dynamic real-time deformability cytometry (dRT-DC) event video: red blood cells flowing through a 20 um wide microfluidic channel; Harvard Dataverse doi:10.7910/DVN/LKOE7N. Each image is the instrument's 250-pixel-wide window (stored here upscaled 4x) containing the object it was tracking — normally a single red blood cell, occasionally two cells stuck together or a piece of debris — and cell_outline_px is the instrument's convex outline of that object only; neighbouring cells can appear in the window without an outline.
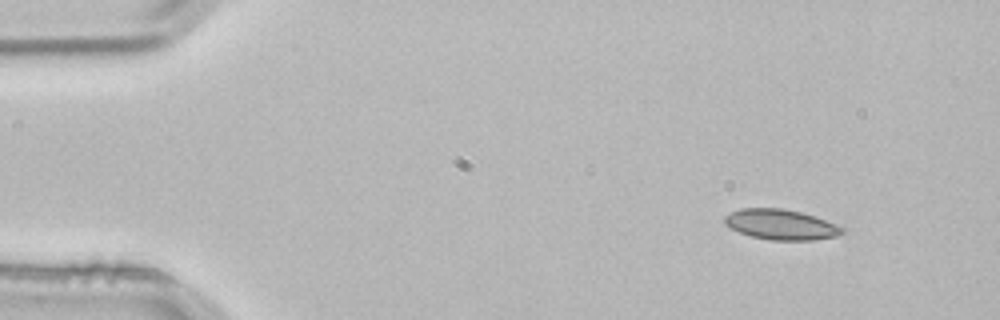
{"species": "common noctule bat (a hibernating species)", "species_latin": "Nyctalus noctula", "temperature_condition": "room temperature", "stored_images_in_passage": 3, "camera_frame_rate_fps": 3000, "um_per_image_px": 0.085, "animal": {"sex": "male", "body_mass_g": 21.5, "forearm_length_mm": 52.0}, "frame": {"image": 1, "passage_image": 1, "time_ms": 0.0, "image_size_px": [1000, 320], "cell_outline_px": [[844, 232], [836, 236], [812, 240], [772, 240], [752, 236], [740, 232], [724, 224], [724, 216], [740, 208], [780, 208], [800, 212], [816, 216], [836, 224], [844, 228]], "centroid_in_image_um": [66.39, 19.08], "position_along_channel_um": 18.6, "area_um2": 20.63}}
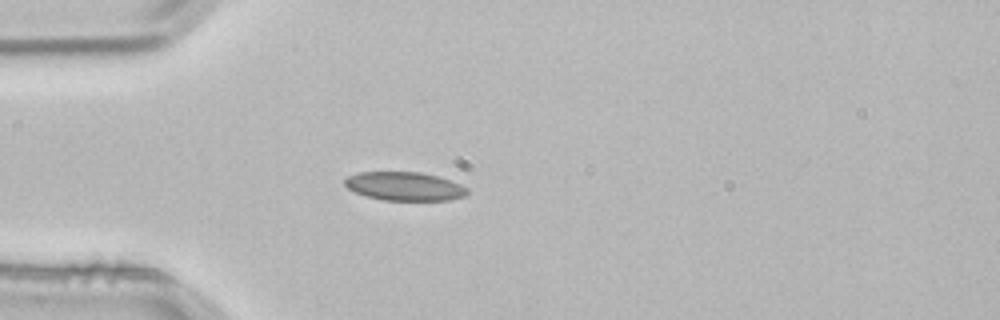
{"frame": {"image": 2, "passage_image": 3, "time_ms": 0.667, "image_size_px": [1000, 320], "cell_outline_px": [[468, 192], [464, 196], [452, 200], [384, 200], [364, 196], [348, 188], [344, 184], [344, 180], [348, 176], [356, 172], [420, 172], [436, 176], [460, 184], [468, 188]], "centroid_in_image_um": [34.37, 15.83], "position_along_channel_um": 50.6, "area_um2": 20.4}}